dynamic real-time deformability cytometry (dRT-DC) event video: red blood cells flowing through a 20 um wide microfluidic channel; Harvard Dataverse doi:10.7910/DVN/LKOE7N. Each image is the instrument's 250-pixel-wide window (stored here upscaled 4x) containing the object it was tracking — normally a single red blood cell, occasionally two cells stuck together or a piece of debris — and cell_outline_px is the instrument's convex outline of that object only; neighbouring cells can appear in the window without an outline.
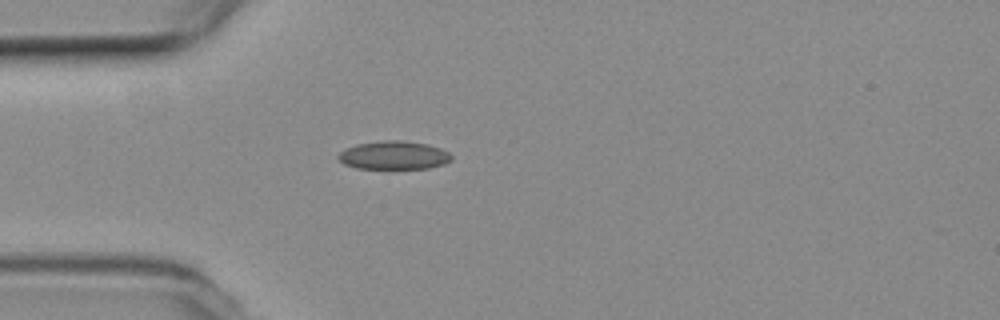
{"species": "common noctule bat (a hibernating species)", "species_latin": "Nyctalus noctula", "temperature_condition": "room temperature", "stored_images_in_passage": 40, "camera_frame_rate_fps": 3000, "um_per_image_px": 0.085, "animal": {"sex": "female", "body_mass_g": 19.3, "forearm_length_mm": 54.1}, "frame": {"image": 1, "passage_image": 1, "time_ms": 0.0, "image_size_px": [1000, 320], "cell_outline_px": [[452, 160], [444, 164], [428, 168], [356, 168], [344, 164], [336, 156], [344, 148], [356, 144], [384, 140], [400, 140], [428, 144], [440, 148], [448, 152], [452, 156]], "centroid_in_image_um": [33.46, 13.19], "position_along_channel_um": 51.5, "area_um2": 18.73}}
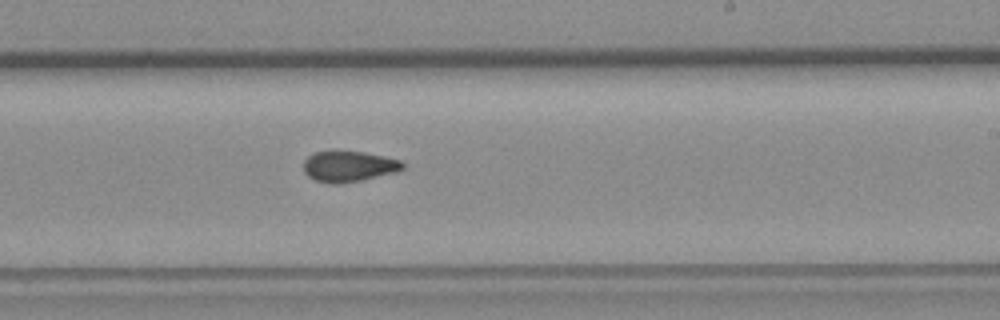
{"frame": {"image": 2, "passage_image": 18, "time_ms": 5.667, "image_size_px": [1000, 320], "cell_outline_px": [[404, 168], [400, 172], [340, 184], [332, 184], [316, 180], [308, 176], [304, 172], [304, 160], [308, 156], [316, 152], [360, 152], [384, 156], [400, 160], [404, 164]], "centroid_in_image_um": [29.68, 14.16], "position_along_channel_um": 259.3, "area_um2": 17.63}}
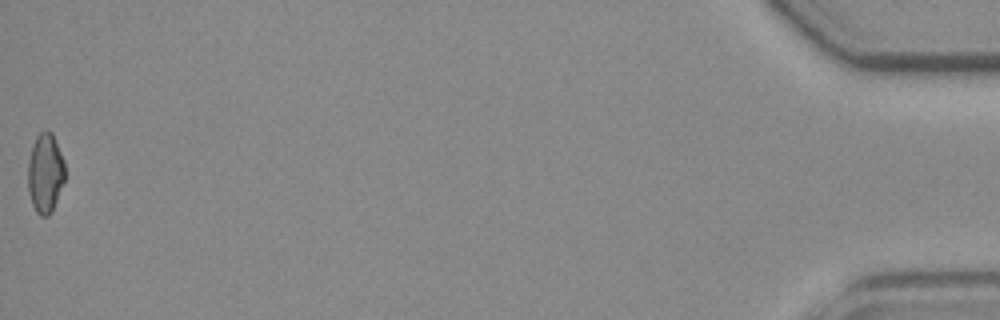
{"frame": {"image": 3, "passage_image": 40, "time_ms": 13.0, "image_size_px": [1000, 320], "cell_outline_px": [[64, 180], [52, 212], [48, 216], [40, 216], [36, 212], [32, 204], [28, 192], [28, 160], [32, 144], [36, 136], [40, 132], [52, 132], [64, 160]], "centroid_in_image_um": [3.83, 14.72], "position_along_channel_um": 431.4, "area_um2": 17.17}, "authors_computed_cell_mechanics": {"area_um2": 17.7446, "velocity_mm_per_s": 3.8037, "shape_relaxation_time_tau1_ms": 5.4259, "shape_relaxation_time_tau2_ms": 2.7597, "deformation_change_tau1": 0.1303, "deformation_change_tau2": 0.091}}